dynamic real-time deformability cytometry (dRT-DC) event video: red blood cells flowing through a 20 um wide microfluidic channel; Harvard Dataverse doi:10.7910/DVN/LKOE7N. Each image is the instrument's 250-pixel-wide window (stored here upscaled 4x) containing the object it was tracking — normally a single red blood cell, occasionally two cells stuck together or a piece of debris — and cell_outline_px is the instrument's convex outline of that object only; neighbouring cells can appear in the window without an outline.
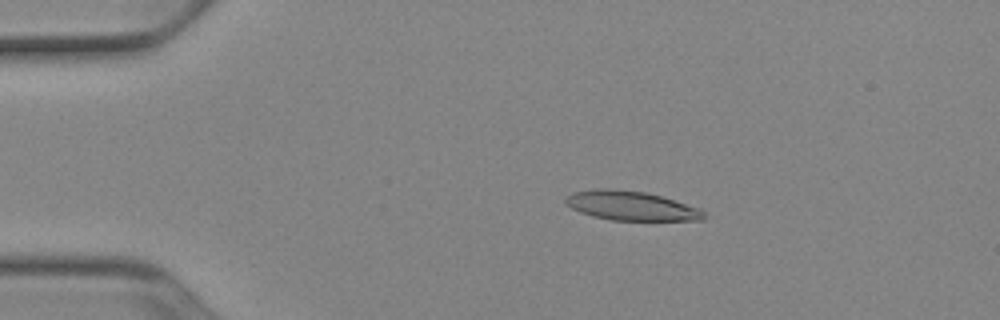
{"species": "Egyptian fruit bat (a non-hibernating species)", "species_latin": "Rousettus aegyptiacus", "temperature_condition": "cold", "stored_images_in_passage": 52, "camera_frame_rate_fps": 3000, "um_per_image_px": 0.085, "animal": {"sex": "female"}, "frame": {"image": 1, "passage_image": 10, "time_ms": 3.0, "image_size_px": [1000, 320], "cell_outline_px": [[704, 220], [612, 220], [592, 216], [580, 212], [572, 208], [564, 200], [564, 196], [572, 192], [596, 188], [612, 188], [644, 192], [660, 196], [700, 208], [704, 212]], "centroid_in_image_um": [53.6, 17.48], "position_along_channel_um": 31.4, "area_um2": 23.52}}
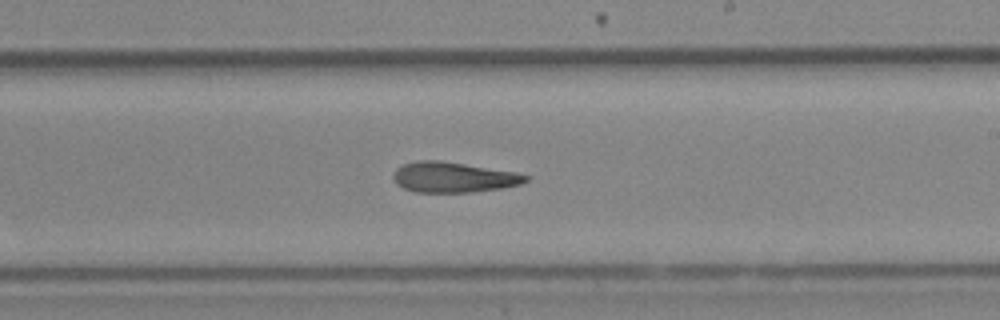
{"frame": {"image": 2, "passage_image": 31, "time_ms": 10.0, "image_size_px": [1000, 320], "cell_outline_px": [[528, 180], [520, 184], [500, 188], [472, 192], [416, 192], [404, 188], [396, 184], [392, 176], [396, 168], [404, 164], [420, 160], [440, 160], [516, 172], [528, 176]], "centroid_in_image_um": [38.51, 15.06], "position_along_channel_um": 250.5, "area_um2": 23.29}}
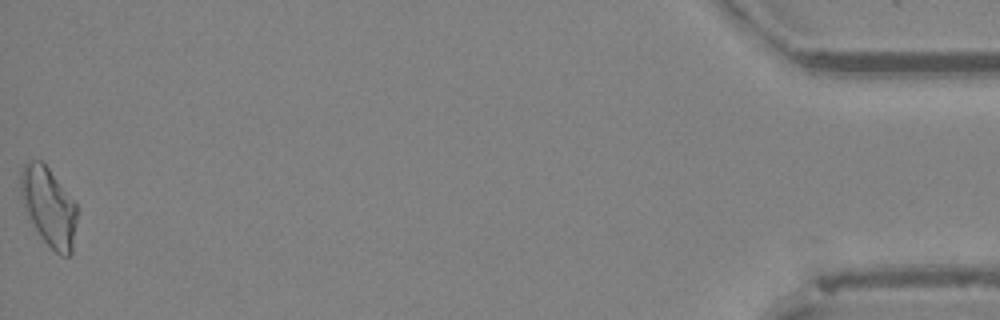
{"frame": {"image": 3, "passage_image": 52, "time_ms": 17.0, "image_size_px": [1000, 320], "cell_outline_px": [[76, 220], [72, 252], [68, 256], [60, 256], [40, 236], [28, 220], [20, 192], [20, 172], [24, 164], [28, 160], [40, 160], [48, 168], [76, 204]], "centroid_in_image_um": [4.11, 17.57], "position_along_channel_um": 431.1, "area_um2": 25.66}, "authors_computed_cell_mechanics": {"area_um2": 23.7558, "velocity_mm_per_s": 3.9073, "shape_relaxation_time_tau1_ms": null, "shape_relaxation_time_tau2_ms": 8.8689, "deformation_change_tau1": null, "deformation_change_tau2": 0.2284}}